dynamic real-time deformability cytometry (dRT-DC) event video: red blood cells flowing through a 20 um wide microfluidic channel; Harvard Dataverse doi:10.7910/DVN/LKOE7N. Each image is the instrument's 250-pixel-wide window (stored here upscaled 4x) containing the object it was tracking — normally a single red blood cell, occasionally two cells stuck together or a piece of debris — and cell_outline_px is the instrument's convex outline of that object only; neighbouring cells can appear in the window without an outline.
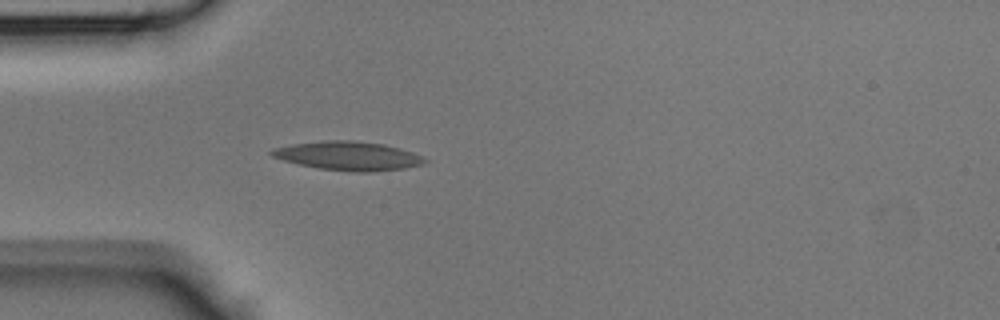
{"species": "Egyptian fruit bat (a non-hibernating species)", "species_latin": "Rousettus aegyptiacus", "temperature_condition": "room temperature", "stored_images_in_passage": 31, "camera_frame_rate_fps": 3000, "um_per_image_px": 0.085, "animal": {"sex": "male"}, "frame": {"image": 1, "passage_image": 1, "time_ms": 0.0, "image_size_px": [1000, 320], "cell_outline_px": [[428, 160], [424, 164], [404, 168], [368, 172], [356, 172], [320, 168], [300, 164], [284, 160], [272, 156], [268, 152], [272, 148], [292, 144], [324, 140], [352, 140], [384, 144], [400, 148], [424, 156]], "centroid_in_image_um": [29.62, 13.24], "position_along_channel_um": 55.4, "area_um2": 25.66}}
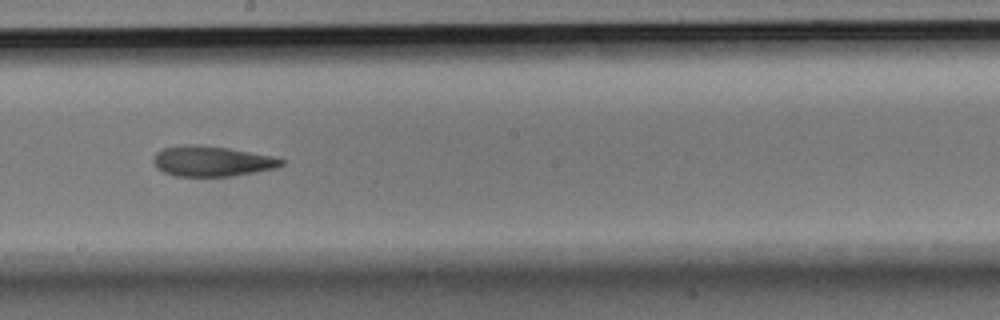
{"frame": {"image": 2, "passage_image": 13, "time_ms": 4.0, "image_size_px": [1000, 320], "cell_outline_px": [[284, 164], [276, 168], [228, 176], [176, 176], [164, 172], [156, 168], [152, 160], [156, 152], [164, 148], [188, 144], [200, 144], [228, 148], [272, 156], [284, 160]], "centroid_in_image_um": [17.97, 13.69], "position_along_channel_um": 230.2, "area_um2": 22.48}}
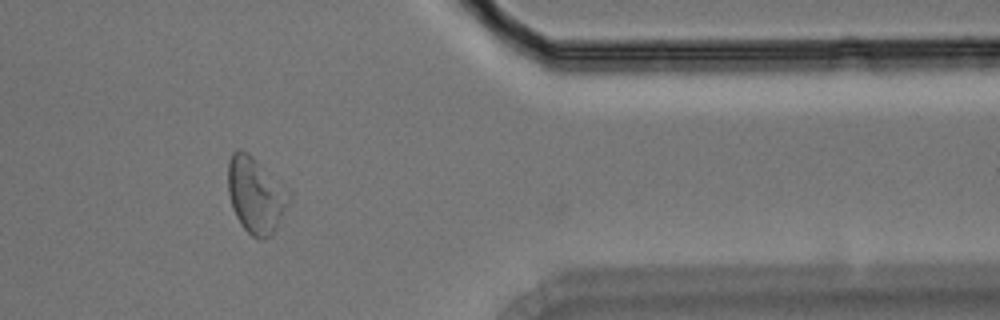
{"frame": {"image": 3, "passage_image": 25, "time_ms": 8.0, "image_size_px": [1000, 320], "cell_outline_px": [[292, 196], [272, 236], [260, 240], [252, 236], [240, 224], [232, 208], [228, 192], [228, 160], [232, 152], [236, 148], [240, 148], [248, 152], [284, 184]], "centroid_in_image_um": [21.73, 16.56], "position_along_channel_um": 389.7, "area_um2": 27.34}}